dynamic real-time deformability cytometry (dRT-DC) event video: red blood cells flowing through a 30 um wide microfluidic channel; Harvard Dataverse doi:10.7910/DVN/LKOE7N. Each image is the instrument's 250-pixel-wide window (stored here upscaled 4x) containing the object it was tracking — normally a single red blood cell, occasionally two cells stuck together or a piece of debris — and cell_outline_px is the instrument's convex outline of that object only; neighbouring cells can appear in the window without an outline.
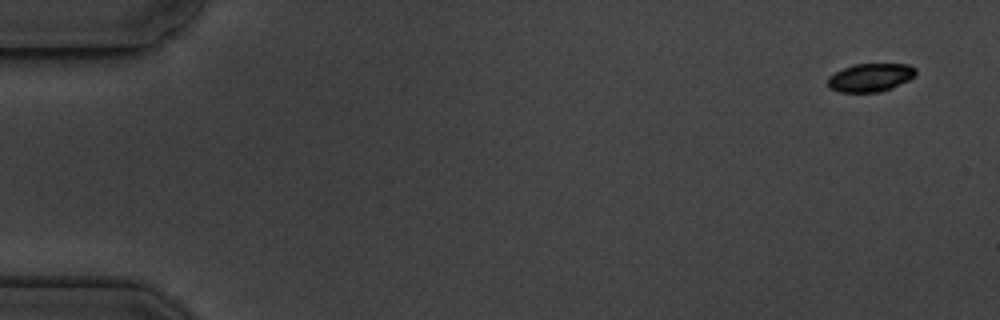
{"species": "common noctule bat (a hibernating species)", "species_latin": "Nyctalus noctula", "temperature_condition": "cold", "stored_images_in_passage": 5, "camera_frame_rate_fps": 3000, "um_per_image_px": 0.085, "animal": {"sex": "male", "body_mass_g": 19.5, "forearm_length_mm": 54.6}, "frame": {"image": 1, "passage_image": 1, "time_ms": 0.0, "image_size_px": [1000, 320], "cell_outline_px": [[916, 76], [892, 88], [880, 92], [840, 92], [828, 88], [828, 76], [844, 68], [856, 64], [908, 64], [916, 68]], "centroid_in_image_um": [73.99, 6.59], "position_along_channel_um": 11.0, "area_um2": 14.51}}
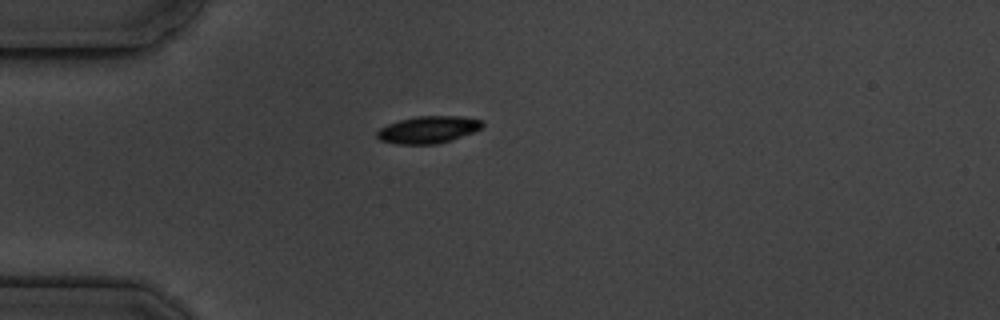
{"frame": {"image": 2, "passage_image": 5, "time_ms": 4.333, "image_size_px": [1000, 320], "cell_outline_px": [[484, 124], [480, 128], [472, 132], [436, 144], [396, 144], [380, 140], [376, 136], [376, 132], [380, 128], [388, 124], [400, 120], [416, 116], [460, 116], [484, 120]], "centroid_in_image_um": [36.37, 11.01], "position_along_channel_um": 48.6, "area_um2": 16.47}}